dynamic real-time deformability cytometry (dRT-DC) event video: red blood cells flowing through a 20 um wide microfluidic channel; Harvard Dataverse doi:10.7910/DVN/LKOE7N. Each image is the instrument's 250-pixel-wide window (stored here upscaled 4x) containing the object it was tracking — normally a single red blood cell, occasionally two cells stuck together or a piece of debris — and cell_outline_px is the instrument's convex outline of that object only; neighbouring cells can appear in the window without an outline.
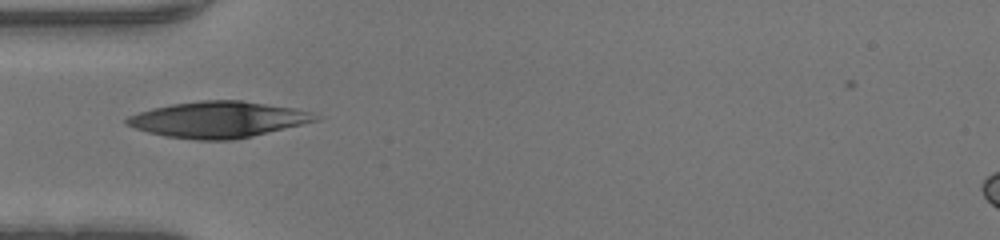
{"species": "human", "species_latin": "Homo sapiens", "temperature_condition": "warm", "stored_images_in_passage": 32, "camera_frame_rate_fps": 3000, "um_per_image_px": 0.085, "donor": {"sex": "male"}, "frame": {"image": 1, "passage_image": 1, "time_ms": 0.0, "image_size_px": [1000, 240], "cell_outline_px": [[324, 116], [320, 120], [252, 136], [232, 140], [196, 140], [164, 136], [148, 132], [124, 124], [124, 120], [128, 116], [152, 108], [172, 104], [200, 100], [240, 100], [296, 108], [312, 112]], "centroid_in_image_um": [18.58, 10.16], "position_along_channel_um": 66.4, "area_um2": 39.88}}
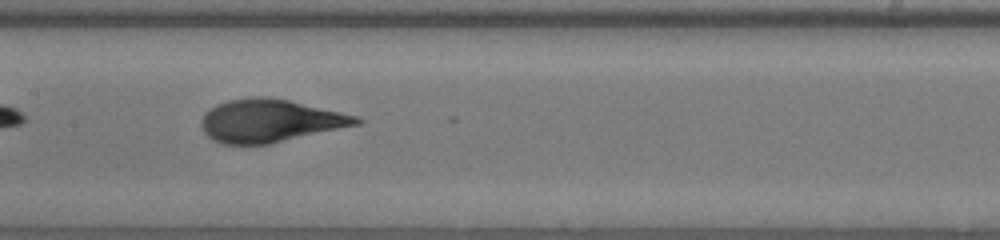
{"frame": {"image": 2, "passage_image": 9, "time_ms": 2.667, "image_size_px": [1000, 240], "cell_outline_px": [[364, 120], [360, 124], [268, 144], [220, 144], [212, 140], [204, 132], [200, 124], [204, 116], [216, 104], [228, 100], [256, 96], [264, 96], [288, 100], [340, 112], [356, 116]], "centroid_in_image_um": [22.93, 10.27], "position_along_channel_um": 184.5, "area_um2": 38.26}}
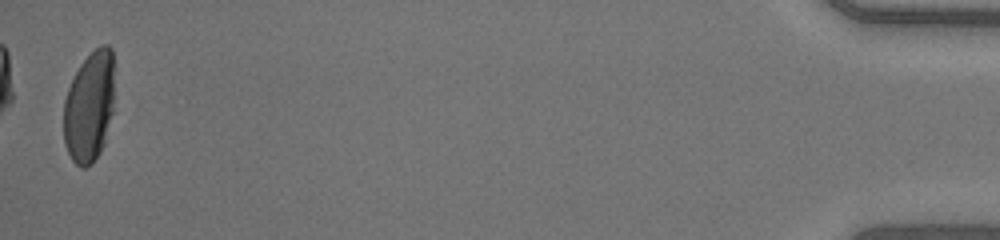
{"frame": {"image": 3, "passage_image": 32, "time_ms": 10.333, "image_size_px": [1000, 240], "cell_outline_px": [[112, 112], [104, 144], [100, 152], [92, 164], [84, 168], [80, 168], [72, 160], [64, 144], [64, 100], [68, 88], [80, 64], [100, 44], [108, 44], [112, 48]], "centroid_in_image_um": [7.57, 9.1], "position_along_channel_um": 427.6, "area_um2": 32.54}}